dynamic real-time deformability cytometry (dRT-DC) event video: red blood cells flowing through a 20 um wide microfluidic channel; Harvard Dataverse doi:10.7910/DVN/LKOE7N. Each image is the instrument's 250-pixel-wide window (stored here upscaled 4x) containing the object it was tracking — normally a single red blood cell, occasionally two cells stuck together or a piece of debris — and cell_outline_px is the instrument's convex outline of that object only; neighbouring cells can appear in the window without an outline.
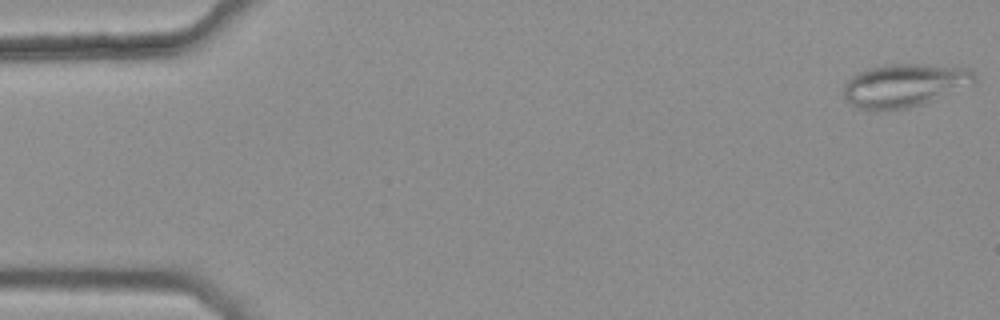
{"species": "common noctule bat (a hibernating species)", "species_latin": "Nyctalus noctula", "temperature_condition": "warm", "stored_images_in_passage": 47, "camera_frame_rate_fps": 3000, "um_per_image_px": 0.085, "animal": {"sex": "female", "body_mass_g": 25.1}, "frame": {"image": 1, "passage_image": 1, "time_ms": 0.0, "image_size_px": [1000, 320], "cell_outline_px": [[976, 84], [924, 104], [908, 108], [880, 112], [876, 112], [856, 108], [844, 96], [844, 84], [852, 76], [860, 72], [872, 68], [888, 64], [924, 64], [972, 68], [976, 76]], "centroid_in_image_um": [76.94, 7.28], "position_along_channel_um": 8.1, "area_um2": 33.58}}
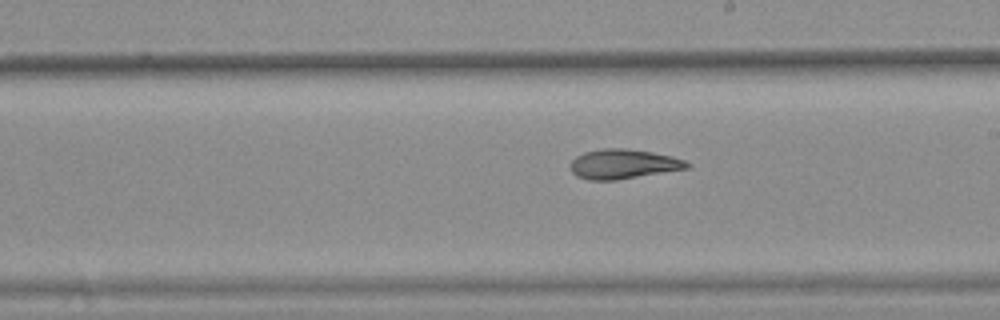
{"frame": {"image": 2, "passage_image": 30, "time_ms": 9.667, "image_size_px": [1000, 320], "cell_outline_px": [[692, 164], [688, 168], [616, 180], [588, 180], [576, 176], [572, 172], [568, 164], [576, 156], [584, 152], [600, 148], [628, 148], [652, 152], [672, 156], [684, 160]], "centroid_in_image_um": [52.94, 13.93], "position_along_channel_um": 236.1, "area_um2": 20.29}}
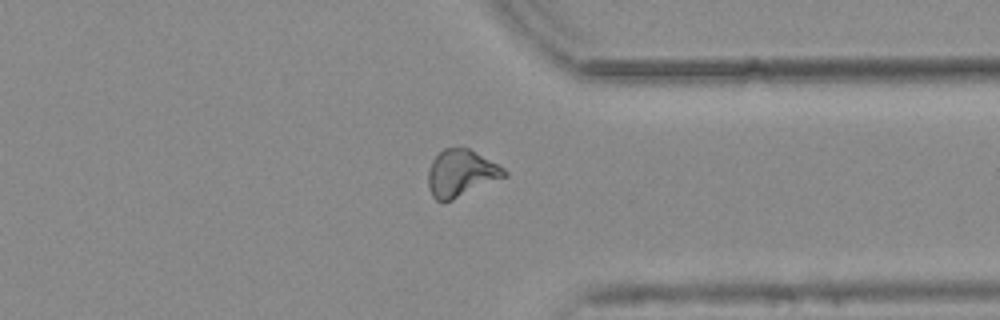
{"frame": {"image": 3, "passage_image": 41, "time_ms": 13.333, "image_size_px": [1000, 320], "cell_outline_px": [[508, 176], [444, 204], [436, 200], [432, 196], [428, 188], [428, 172], [432, 160], [444, 148], [468, 148], [504, 168], [508, 172]], "centroid_in_image_um": [39.18, 14.77], "position_along_channel_um": 372.2, "area_um2": 20.98}, "authors_computed_cell_mechanics": {"area_um2": 20.9814, "velocity_mm_per_s": 3.783, "shape_relaxation_time_tau1_ms": null, "shape_relaxation_time_tau2_ms": 3.2938, "deformation_change_tau1": null, "deformation_change_tau2": 0.1072}}